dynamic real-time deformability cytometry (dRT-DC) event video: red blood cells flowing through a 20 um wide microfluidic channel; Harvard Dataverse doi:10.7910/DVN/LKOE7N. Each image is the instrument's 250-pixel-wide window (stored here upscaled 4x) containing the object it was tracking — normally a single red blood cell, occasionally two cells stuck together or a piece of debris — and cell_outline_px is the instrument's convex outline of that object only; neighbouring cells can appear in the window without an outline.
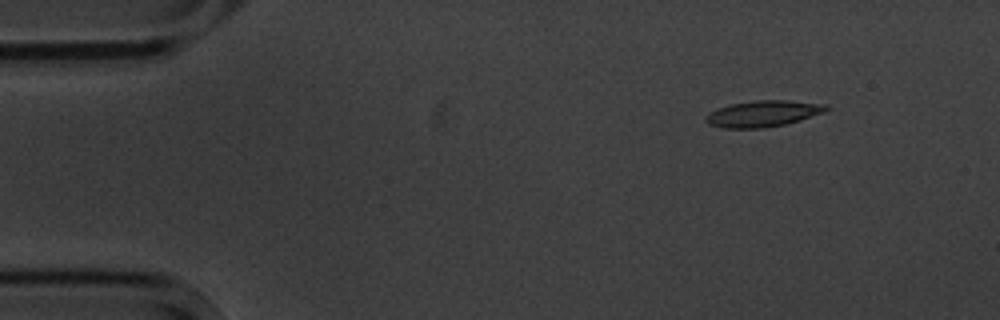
{"species": "common noctule bat (a hibernating species)", "species_latin": "Nyctalus noctula", "temperature_condition": "cold", "stored_images_in_passage": 3, "camera_frame_rate_fps": 3000, "um_per_image_px": 0.085, "animal": {"sex": "male", "body_mass_g": 20.1, "forearm_length_mm": 53.5}, "frame": {"image": 1, "passage_image": 1, "time_ms": 0.0, "image_size_px": [1000, 320], "cell_outline_px": [[832, 108], [824, 112], [800, 120], [784, 124], [764, 128], [720, 128], [708, 124], [704, 120], [704, 116], [708, 112], [728, 104], [756, 100], [788, 100], [828, 104]], "centroid_in_image_um": [64.84, 9.65], "position_along_channel_um": 20.2, "area_um2": 18.73}}